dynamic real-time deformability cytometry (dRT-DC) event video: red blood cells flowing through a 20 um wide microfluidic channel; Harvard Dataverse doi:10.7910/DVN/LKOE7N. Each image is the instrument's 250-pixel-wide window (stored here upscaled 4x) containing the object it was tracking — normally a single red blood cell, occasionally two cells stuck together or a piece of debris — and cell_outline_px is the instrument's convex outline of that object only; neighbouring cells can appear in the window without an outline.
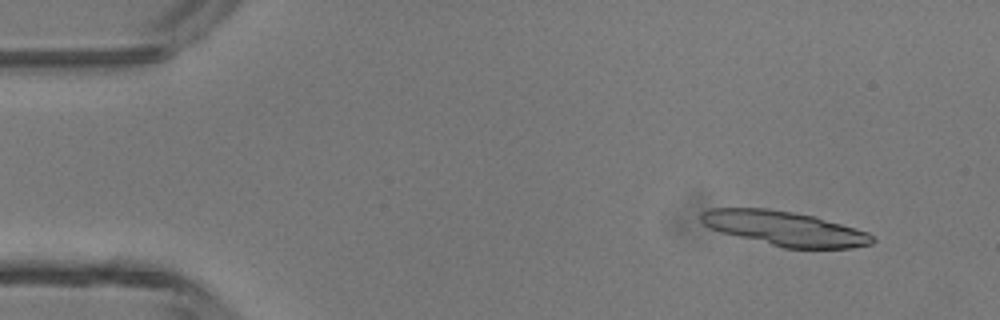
{"species": "common noctule bat (a hibernating species)", "species_latin": "Nyctalus noctula", "temperature_condition": "room temperature", "stored_images_in_passage": 31, "camera_frame_rate_fps": 3000, "um_per_image_px": 0.085, "animal": {"sex": "male", "body_mass_g": 13.3}, "frame": {"image": 1, "passage_image": 4, "time_ms": 1.0, "image_size_px": [1000, 320], "cell_outline_px": [[876, 240], [872, 244], [852, 248], [784, 248], [720, 232], [704, 224], [700, 220], [700, 212], [712, 208], [768, 208], [816, 216], [856, 228], [868, 232]], "centroid_in_image_um": [66.71, 19.41], "position_along_channel_um": 18.3, "area_um2": 34.51}}
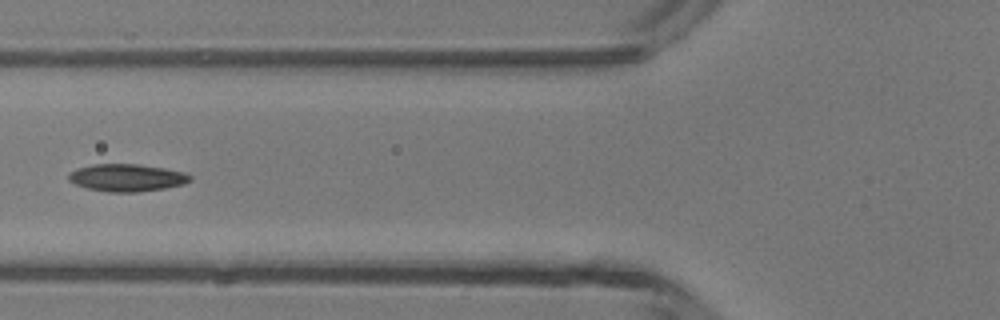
{"frame": {"image": 2, "passage_image": 18, "time_ms": 5.667, "image_size_px": [1000, 320], "cell_outline_px": [[192, 180], [184, 184], [164, 188], [136, 192], [108, 192], [88, 188], [76, 184], [68, 180], [68, 172], [76, 168], [92, 164], [140, 164], [164, 168], [184, 172], [192, 176]], "centroid_in_image_um": [10.77, 15.09], "position_along_channel_um": 115.0, "area_um2": 19.48}}
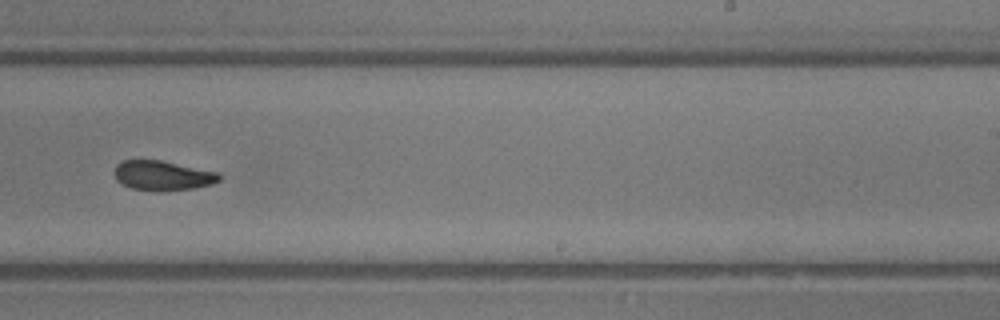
{"frame": {"image": 3, "passage_image": 29, "time_ms": 9.333, "image_size_px": [1000, 320], "cell_outline_px": [[220, 180], [212, 184], [192, 188], [132, 188], [116, 180], [116, 164], [124, 160], [160, 160], [220, 172]], "centroid_in_image_um": [13.87, 14.86], "position_along_channel_um": 275.1, "area_um2": 17.22}}